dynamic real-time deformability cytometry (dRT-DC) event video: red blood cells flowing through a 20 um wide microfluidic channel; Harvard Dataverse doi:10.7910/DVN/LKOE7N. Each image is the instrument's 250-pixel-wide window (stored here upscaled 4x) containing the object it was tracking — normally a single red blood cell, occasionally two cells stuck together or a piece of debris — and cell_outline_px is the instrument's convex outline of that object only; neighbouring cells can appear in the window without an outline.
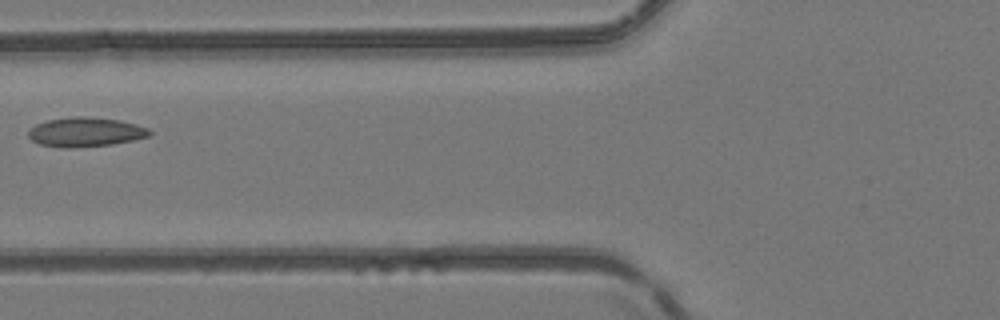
{"species": "common noctule bat (a hibernating species)", "species_latin": "Nyctalus noctula", "temperature_condition": "room temperature", "stored_images_in_passage": 5, "camera_frame_rate_fps": 3000, "um_per_image_px": 0.085, "animal": {"sex": "female", "body_mass_g": 24.6, "forearm_length_mm": 56.2}, "frame": {"image": 1, "passage_image": 5, "time_ms": 4.667, "image_size_px": [1000, 320], "cell_outline_px": [[152, 136], [112, 144], [72, 148], [64, 148], [40, 144], [32, 140], [28, 136], [28, 132], [36, 124], [48, 120], [72, 116], [88, 116], [120, 120], [136, 124], [148, 128], [152, 132]], "centroid_in_image_um": [7.29, 11.22], "position_along_channel_um": 118.5, "area_um2": 20.81}}